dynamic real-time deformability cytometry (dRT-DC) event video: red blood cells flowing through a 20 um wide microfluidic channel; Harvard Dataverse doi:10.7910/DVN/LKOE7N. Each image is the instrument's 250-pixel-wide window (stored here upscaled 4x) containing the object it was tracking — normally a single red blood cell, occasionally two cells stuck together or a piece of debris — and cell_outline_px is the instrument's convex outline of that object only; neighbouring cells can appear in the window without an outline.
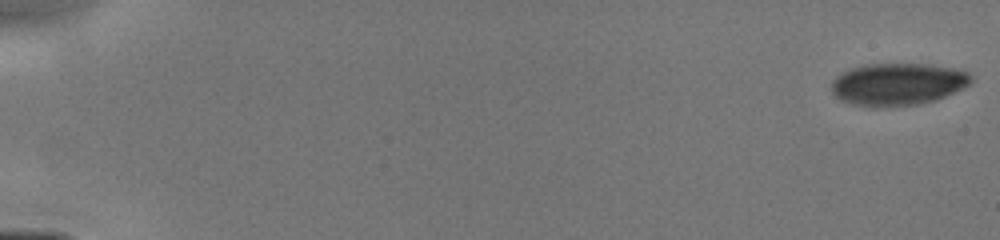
{"species": "human", "species_latin": "Homo sapiens", "temperature_condition": "cold", "stored_images_in_passage": 41, "camera_frame_rate_fps": 3000, "um_per_image_px": 0.085, "donor": {"sex": "male"}, "frame": {"image": 1, "passage_image": 1, "time_ms": 0.0, "image_size_px": [1000, 240], "cell_outline_px": [[972, 80], [964, 88], [936, 100], [920, 104], [872, 108], [852, 104], [840, 100], [832, 92], [832, 80], [836, 76], [852, 68], [868, 64], [924, 64], [952, 68], [968, 72], [972, 76]], "centroid_in_image_um": [76.3, 7.17], "position_along_channel_um": 8.7, "area_um2": 34.45}}
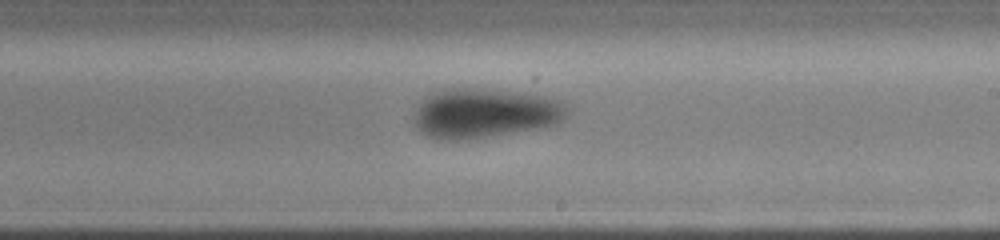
{"frame": {"image": 2, "passage_image": 25, "time_ms": 9.667, "image_size_px": [1000, 240], "cell_outline_px": [[572, 108], [556, 124], [536, 128], [460, 140], [448, 140], [428, 136], [420, 132], [416, 124], [416, 108], [428, 96], [444, 88], [484, 88], [516, 92], [540, 96], [560, 100]], "centroid_in_image_um": [41.21, 9.6], "position_along_channel_um": 247.8, "area_um2": 43.52}}
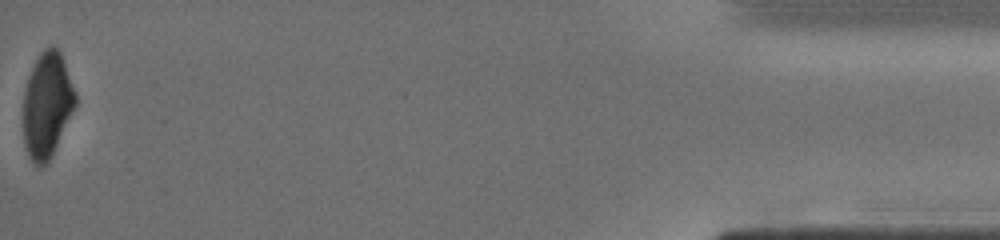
{"frame": {"image": 3, "passage_image": 41, "time_ms": 15.667, "image_size_px": [1000, 240], "cell_outline_px": [[76, 104], [48, 160], [44, 164], [36, 168], [24, 144], [24, 88], [28, 76], [40, 52], [48, 44], [52, 44], [60, 52], [76, 92]], "centroid_in_image_um": [3.99, 8.86], "position_along_channel_um": 431.2, "area_um2": 31.44}}